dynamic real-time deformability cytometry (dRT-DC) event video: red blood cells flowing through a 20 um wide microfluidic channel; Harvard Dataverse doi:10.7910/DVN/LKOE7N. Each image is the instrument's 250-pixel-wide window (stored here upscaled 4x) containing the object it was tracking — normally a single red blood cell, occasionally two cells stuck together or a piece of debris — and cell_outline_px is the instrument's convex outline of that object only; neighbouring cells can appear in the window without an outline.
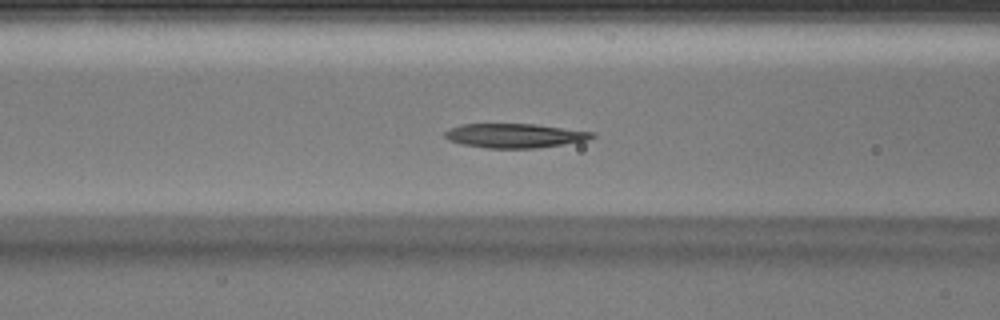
{"species": "Egyptian fruit bat (a non-hibernating species)", "species_latin": "Rousettus aegyptiacus", "temperature_condition": "warm", "stored_images_in_passage": 39, "camera_frame_rate_fps": 3000, "um_per_image_px": 0.085, "animal": {"sex": "male"}, "frame": {"image": 1, "passage_image": 12, "time_ms": 3.667, "image_size_px": [1000, 320], "cell_outline_px": [[596, 136], [588, 140], [564, 144], [536, 148], [488, 148], [460, 144], [448, 140], [444, 136], [444, 132], [460, 124], [536, 124], [596, 132]], "centroid_in_image_um": [43.78, 11.53], "position_along_channel_um": 122.8, "area_um2": 20.92}}
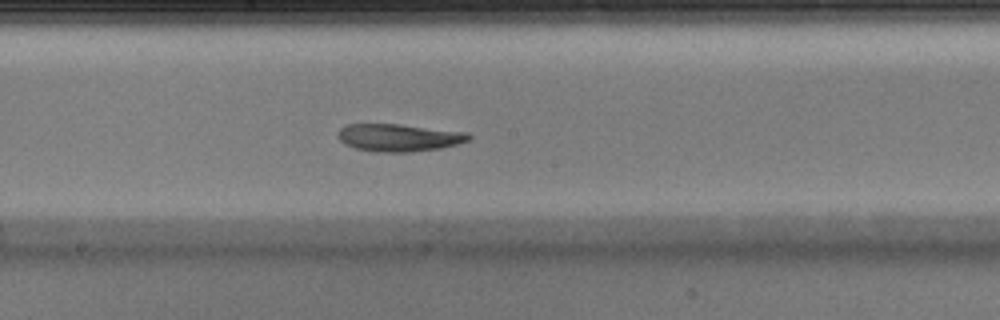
{"frame": {"image": 2, "passage_image": 18, "time_ms": 5.667, "image_size_px": [1000, 320], "cell_outline_px": [[472, 140], [440, 148], [412, 152], [372, 152], [356, 148], [344, 144], [340, 140], [336, 132], [340, 128], [348, 124], [400, 124], [468, 132], [472, 136]], "centroid_in_image_um": [33.91, 11.7], "position_along_channel_um": 214.3, "area_um2": 21.21}}
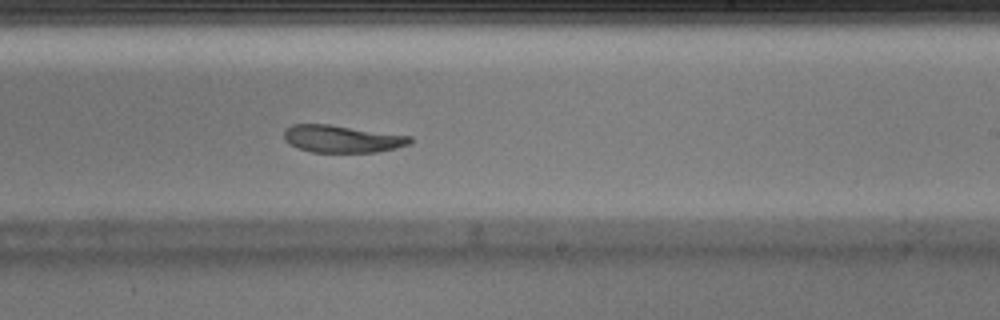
{"frame": {"image": 3, "passage_image": 21, "time_ms": 6.667, "image_size_px": [1000, 320], "cell_outline_px": [[412, 140], [408, 144], [396, 148], [376, 152], [312, 152], [300, 148], [284, 140], [284, 128], [292, 124], [328, 124], [412, 136]], "centroid_in_image_um": [29.06, 11.79], "position_along_channel_um": 259.9, "area_um2": 19.94}}